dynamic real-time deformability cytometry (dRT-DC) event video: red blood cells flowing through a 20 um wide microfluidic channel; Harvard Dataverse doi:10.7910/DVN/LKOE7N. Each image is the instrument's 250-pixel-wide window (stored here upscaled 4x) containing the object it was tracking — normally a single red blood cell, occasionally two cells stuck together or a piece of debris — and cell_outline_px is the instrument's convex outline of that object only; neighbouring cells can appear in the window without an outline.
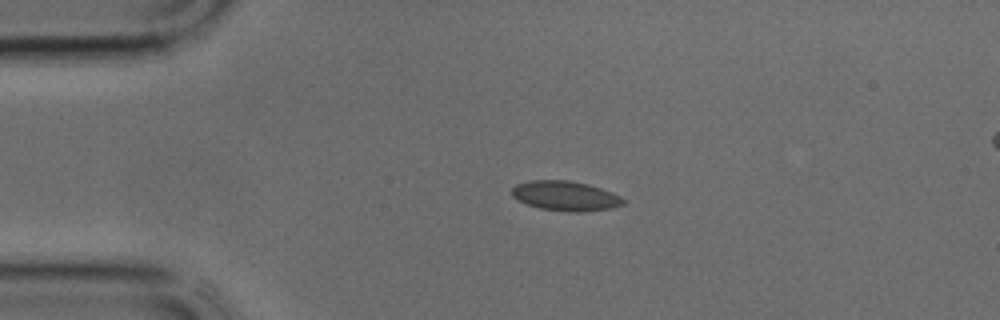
{"species": "common noctule bat (a hibernating species)", "species_latin": "Nyctalus noctula", "temperature_condition": "cold", "stored_images_in_passage": 30, "camera_frame_rate_fps": 3000, "um_per_image_px": 0.085, "animal": {"sex": "male", "body_mass_g": 17.9, "forearm_length_mm": 54.2}, "frame": {"image": 1, "passage_image": 1, "time_ms": 0.0, "image_size_px": [1000, 320], "cell_outline_px": [[624, 204], [612, 208], [580, 212], [568, 212], [540, 208], [516, 200], [512, 196], [512, 188], [516, 184], [532, 180], [568, 180], [588, 184], [612, 192], [620, 196], [624, 200]], "centroid_in_image_um": [48.05, 16.65], "position_along_channel_um": 36.9, "area_um2": 19.31}}
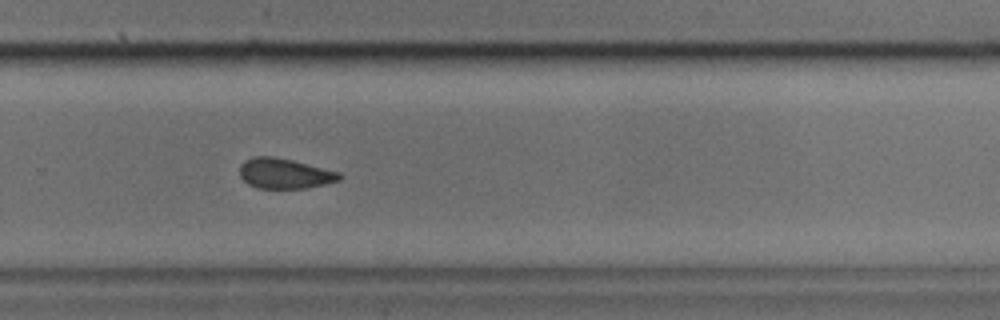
{"frame": {"image": 2, "passage_image": 18, "time_ms": 5.667, "image_size_px": [1000, 320], "cell_outline_px": [[344, 176], [340, 180], [324, 184], [304, 188], [256, 188], [248, 184], [240, 176], [240, 164], [244, 160], [256, 156], [272, 156], [292, 160], [340, 172]], "centroid_in_image_um": [24.19, 14.74], "position_along_channel_um": 305.6, "area_um2": 17.57}}
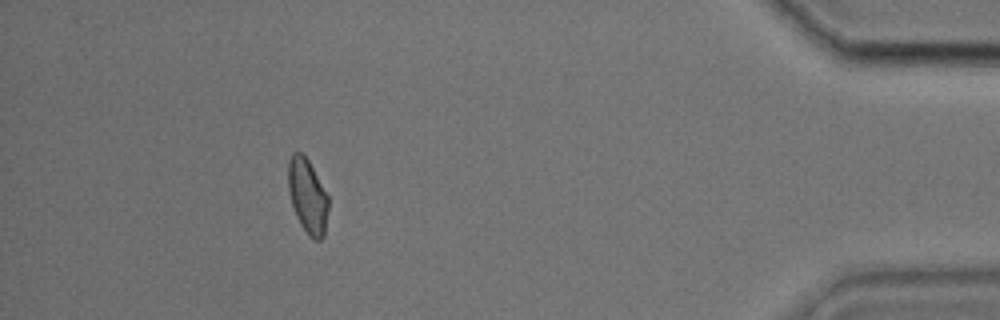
{"frame": {"image": 3, "passage_image": 27, "time_ms": 8.667, "image_size_px": [1000, 320], "cell_outline_px": [[328, 208], [324, 236], [320, 240], [316, 240], [308, 236], [300, 224], [296, 216], [288, 192], [288, 160], [292, 152], [300, 152], [308, 160], [328, 196]], "centroid_in_image_um": [26.12, 16.68], "position_along_channel_um": 409.1, "area_um2": 17.4}}